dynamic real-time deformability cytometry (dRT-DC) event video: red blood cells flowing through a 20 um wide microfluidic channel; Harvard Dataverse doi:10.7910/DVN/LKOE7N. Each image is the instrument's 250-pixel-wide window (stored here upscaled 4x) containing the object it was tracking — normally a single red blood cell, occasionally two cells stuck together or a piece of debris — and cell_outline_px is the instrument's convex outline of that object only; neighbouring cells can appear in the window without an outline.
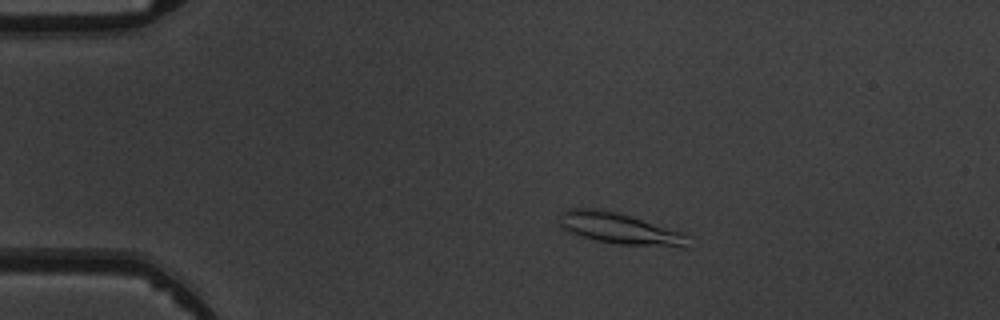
{"species": "common noctule bat (a hibernating species)", "species_latin": "Nyctalus noctula", "temperature_condition": "warm", "stored_images_in_passage": 7, "camera_frame_rate_fps": 3000, "um_per_image_px": 0.085, "animal": {"sex": "male", "body_mass_g": 19.5, "forearm_length_mm": 54.6}, "frame": {"image": 1, "passage_image": 2, "time_ms": 2.0, "image_size_px": [1000, 320], "cell_outline_px": [[692, 248], [684, 248], [616, 244], [596, 240], [580, 236], [564, 228], [560, 224], [560, 212], [568, 208], [592, 208], [616, 212], [688, 232]], "centroid_in_image_um": [52.84, 19.45], "position_along_channel_um": 32.2, "area_um2": 23.99}}
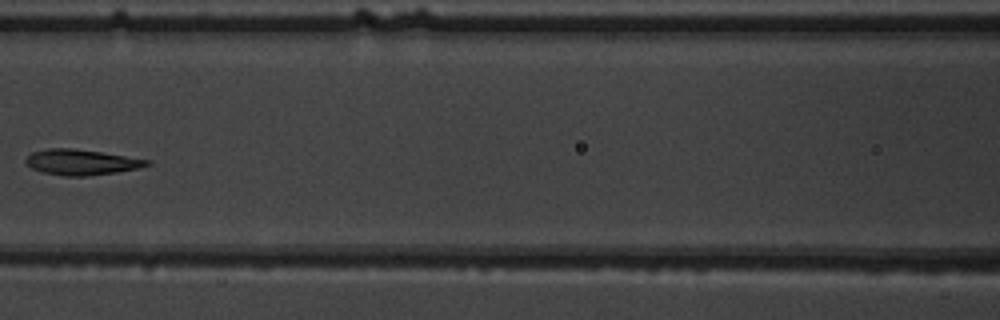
{"frame": {"image": 2, "passage_image": 6, "time_ms": 6.667, "image_size_px": [1000, 320], "cell_outline_px": [[152, 164], [136, 168], [116, 172], [88, 176], [64, 176], [40, 172], [32, 168], [24, 160], [32, 152], [48, 148], [72, 148], [100, 152], [152, 160]], "centroid_in_image_um": [6.91, 13.78], "position_along_channel_um": 159.7, "area_um2": 17.98}}
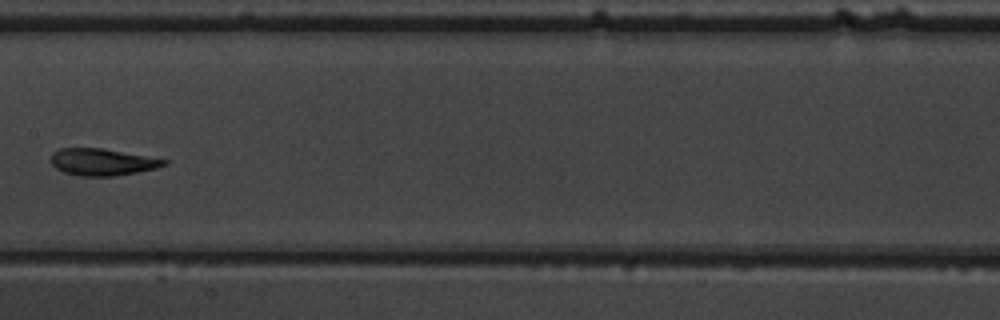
{"frame": {"image": 3, "passage_image": 7, "time_ms": 7.667, "image_size_px": [1000, 320], "cell_outline_px": [[168, 164], [156, 168], [116, 176], [80, 176], [64, 172], [56, 168], [48, 160], [52, 152], [60, 148], [100, 148], [168, 160]], "centroid_in_image_um": [8.64, 13.77], "position_along_channel_um": 198.8, "area_um2": 17.69}}